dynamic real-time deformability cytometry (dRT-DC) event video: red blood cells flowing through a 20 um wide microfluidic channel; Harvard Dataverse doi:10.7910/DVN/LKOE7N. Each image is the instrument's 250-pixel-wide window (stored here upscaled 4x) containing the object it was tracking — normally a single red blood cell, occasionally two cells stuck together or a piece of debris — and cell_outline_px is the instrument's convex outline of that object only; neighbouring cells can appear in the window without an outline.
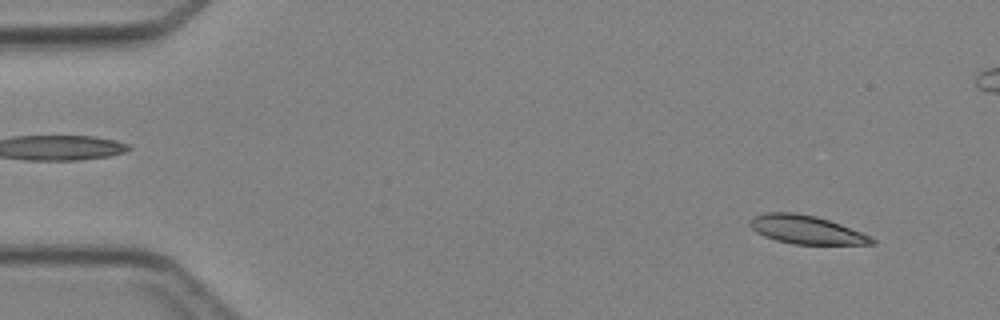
{"species": "Egyptian fruit bat (a non-hibernating species)", "species_latin": "Rousettus aegyptiacus", "temperature_condition": "cold", "stored_images_in_passage": 4, "camera_frame_rate_fps": 3000, "um_per_image_px": 0.085, "animal": {"sex": "female"}, "frame": {"image": 1, "passage_image": 1, "time_ms": 0.0, "image_size_px": [1000, 320], "cell_outline_px": [[876, 244], [792, 244], [776, 240], [764, 236], [756, 232], [748, 224], [748, 220], [752, 216], [764, 212], [796, 212], [816, 216], [840, 224], [872, 236], [876, 240]], "centroid_in_image_um": [68.5, 19.51], "position_along_channel_um": 16.5, "area_um2": 20.4}}